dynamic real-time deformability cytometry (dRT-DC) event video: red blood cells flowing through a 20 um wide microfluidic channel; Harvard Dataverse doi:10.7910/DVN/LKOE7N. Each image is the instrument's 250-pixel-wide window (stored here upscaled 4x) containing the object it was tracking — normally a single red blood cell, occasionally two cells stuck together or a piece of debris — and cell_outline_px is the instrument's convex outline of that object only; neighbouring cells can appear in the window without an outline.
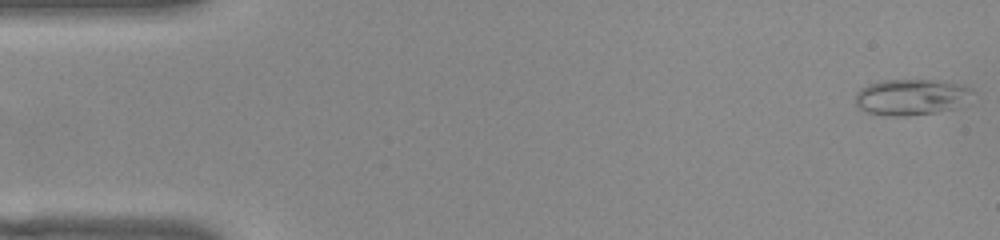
{"species": "common noctule bat (a hibernating species)", "species_latin": "Nyctalus noctula", "temperature_condition": "warm", "stored_images_in_passage": 47, "camera_frame_rate_fps": 3000, "um_per_image_px": 0.085, "animal": {"sex": "female", "body_mass_g": 22.0, "forearm_length_mm": 56.7}, "frame": {"image": 1, "passage_image": 1, "time_ms": 0.0, "image_size_px": [1000, 240], "cell_outline_px": [[968, 88], [952, 108], [936, 112], [908, 116], [884, 116], [868, 112], [860, 108], [856, 104], [856, 92], [860, 88], [868, 84], [880, 80], [936, 80]], "centroid_in_image_um": [77.18, 8.25], "position_along_channel_um": 7.8, "area_um2": 23.35}}
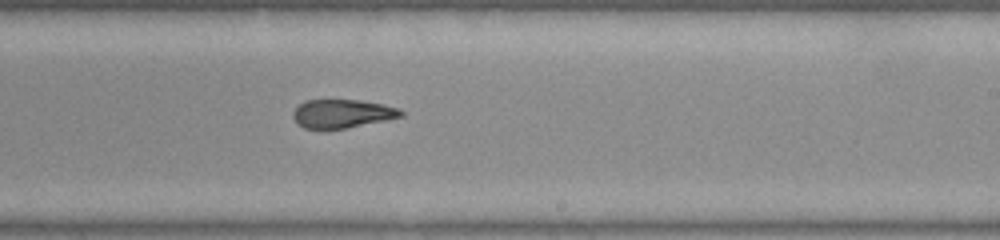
{"frame": {"image": 2, "passage_image": 31, "time_ms": 10.0, "image_size_px": [1000, 240], "cell_outline_px": [[404, 116], [344, 128], [304, 128], [292, 116], [292, 112], [304, 100], [360, 100], [384, 104], [400, 108], [404, 112]], "centroid_in_image_um": [29.12, 9.63], "position_along_channel_um": 259.9, "area_um2": 17.69}}
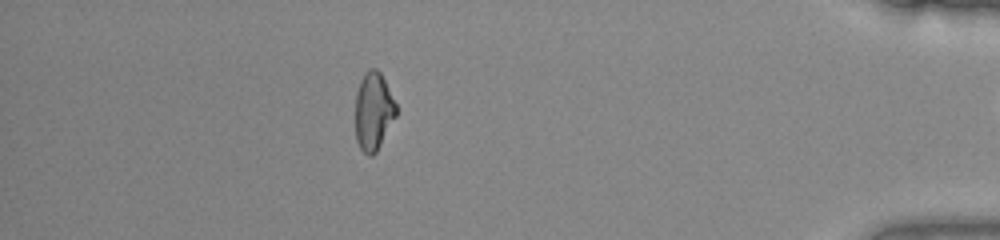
{"frame": {"image": 3, "passage_image": 46, "time_ms": 15.0, "image_size_px": [1000, 240], "cell_outline_px": [[396, 116], [376, 152], [372, 156], [368, 156], [360, 148], [356, 140], [356, 92], [360, 80], [364, 72], [368, 68], [376, 68], [380, 72], [396, 104]], "centroid_in_image_um": [31.73, 9.44], "position_along_channel_um": 403.5, "area_um2": 18.44}}